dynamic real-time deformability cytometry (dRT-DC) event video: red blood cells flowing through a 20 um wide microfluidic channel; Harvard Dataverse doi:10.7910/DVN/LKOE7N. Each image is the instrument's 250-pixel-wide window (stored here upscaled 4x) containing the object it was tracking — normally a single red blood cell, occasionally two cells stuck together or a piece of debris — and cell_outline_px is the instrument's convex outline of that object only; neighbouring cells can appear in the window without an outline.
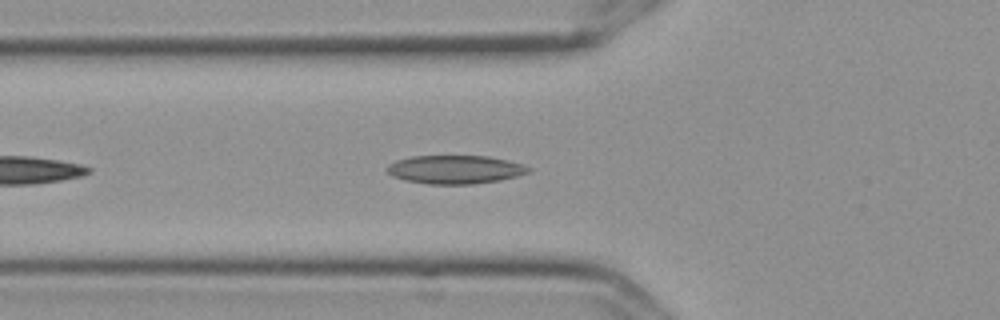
{"species": "Egyptian fruit bat (a non-hibernating species)", "species_latin": "Rousettus aegyptiacus", "temperature_condition": "cold", "stored_images_in_passage": 13, "camera_frame_rate_fps": 3000, "um_per_image_px": 0.085, "frame": {"image": 1, "passage_image": 6, "time_ms": 1.667, "image_size_px": [1000, 320], "cell_outline_px": [[532, 168], [528, 172], [516, 176], [500, 180], [472, 184], [428, 184], [404, 180], [392, 176], [384, 168], [388, 164], [396, 160], [412, 156], [488, 156], [520, 164]], "centroid_in_image_um": [38.61, 14.41], "position_along_channel_um": 87.2, "area_um2": 23.35}}
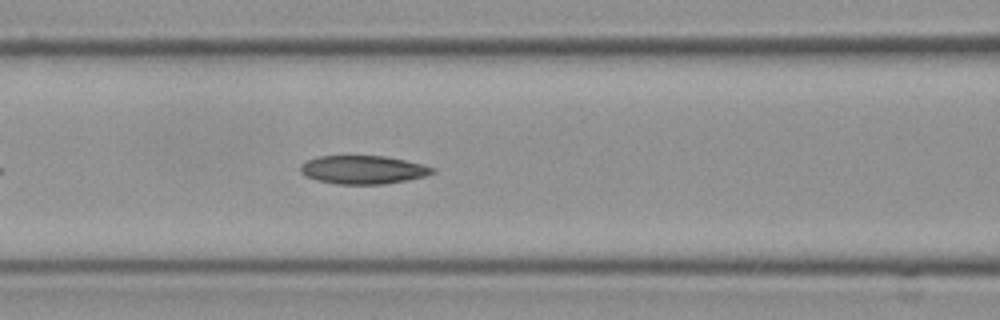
{"frame": {"image": 2, "passage_image": 10, "time_ms": 3.0, "image_size_px": [1000, 320], "cell_outline_px": [[436, 172], [424, 176], [408, 180], [384, 184], [336, 184], [316, 180], [304, 176], [300, 172], [300, 164], [316, 156], [384, 156], [424, 164], [436, 168]], "centroid_in_image_um": [30.85, 14.43], "position_along_channel_um": 135.7, "area_um2": 22.02}}